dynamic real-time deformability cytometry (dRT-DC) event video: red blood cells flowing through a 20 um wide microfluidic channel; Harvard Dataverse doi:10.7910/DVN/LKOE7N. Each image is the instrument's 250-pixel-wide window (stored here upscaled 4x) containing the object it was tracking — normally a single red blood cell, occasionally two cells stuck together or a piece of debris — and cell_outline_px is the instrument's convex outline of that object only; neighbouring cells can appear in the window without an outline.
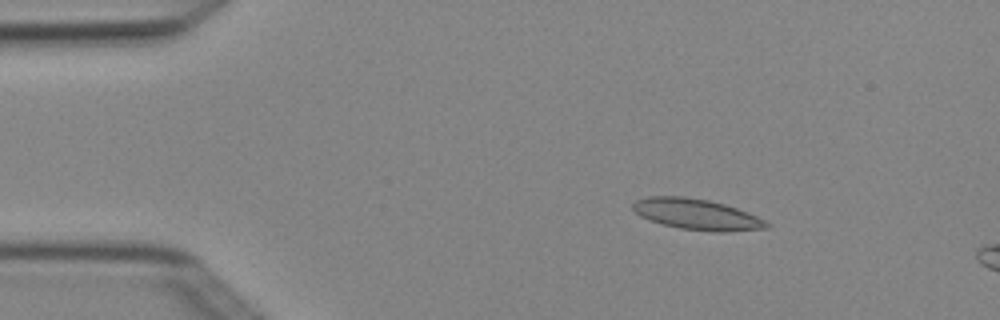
{"species": "Egyptian fruit bat (a non-hibernating species)", "species_latin": "Rousettus aegyptiacus", "temperature_condition": "cold", "stored_images_in_passage": 4, "camera_frame_rate_fps": 3000, "um_per_image_px": 0.085, "animal": {"sex": "female"}, "frame": {"image": 1, "passage_image": 2, "time_ms": 0.333, "image_size_px": [1000, 320], "cell_outline_px": [[768, 228], [724, 232], [716, 232], [680, 228], [664, 224], [640, 216], [632, 208], [632, 204], [636, 200], [648, 196], [684, 196], [708, 200], [724, 204], [736, 208], [756, 216], [764, 220], [768, 224]], "centroid_in_image_um": [59.2, 18.21], "position_along_channel_um": 25.8, "area_um2": 23.7}}